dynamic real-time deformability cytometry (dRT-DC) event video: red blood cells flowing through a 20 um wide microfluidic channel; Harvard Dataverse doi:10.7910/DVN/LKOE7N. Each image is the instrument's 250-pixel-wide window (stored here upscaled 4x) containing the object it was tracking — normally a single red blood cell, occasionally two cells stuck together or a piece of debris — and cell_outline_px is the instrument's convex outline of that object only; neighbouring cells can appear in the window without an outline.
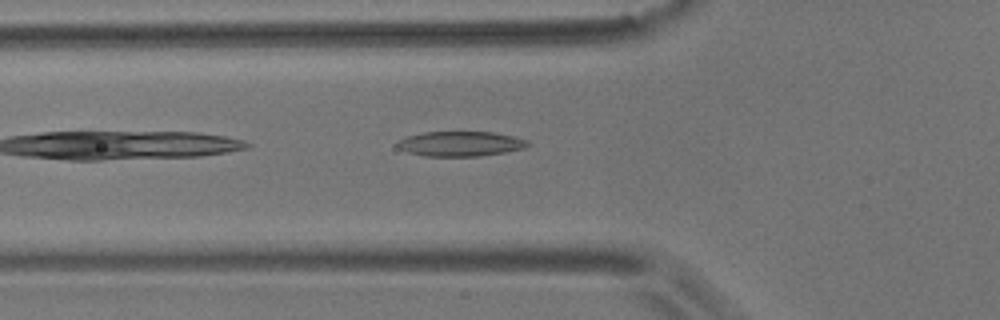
{"species": "common noctule bat (a hibernating species)", "species_latin": "Nyctalus noctula", "temperature_condition": "room temperature", "stored_images_in_passage": 5, "camera_frame_rate_fps": 3000, "um_per_image_px": 0.085, "animal": {"sex": "male", "body_mass_g": 17.9}, "frame": {"image": 1, "passage_image": 5, "time_ms": 6.333, "image_size_px": [1000, 320], "cell_outline_px": [[532, 144], [524, 148], [504, 152], [480, 156], [424, 156], [408, 152], [400, 148], [396, 144], [404, 136], [424, 132], [492, 132], [512, 136], [528, 140]], "centroid_in_image_um": [39.14, 12.22], "position_along_channel_um": 86.7, "area_um2": 18.9}}